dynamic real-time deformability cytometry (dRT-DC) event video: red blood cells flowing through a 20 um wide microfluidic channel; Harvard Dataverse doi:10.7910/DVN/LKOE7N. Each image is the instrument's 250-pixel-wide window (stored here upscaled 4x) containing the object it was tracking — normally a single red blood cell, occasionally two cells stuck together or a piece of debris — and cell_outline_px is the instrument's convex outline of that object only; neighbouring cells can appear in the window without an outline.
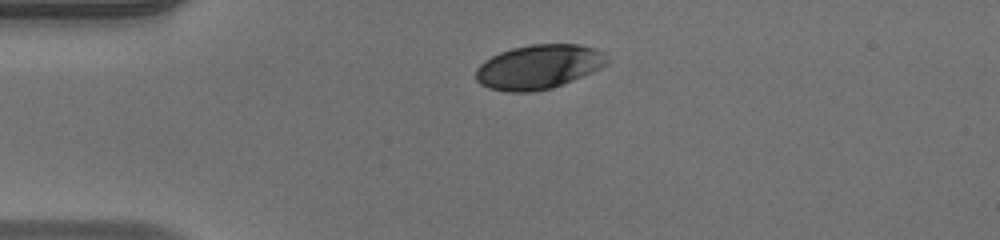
{"species": "human", "species_latin": "Homo sapiens", "temperature_condition": "warm", "stored_images_in_passage": 34, "camera_frame_rate_fps": 3000, "um_per_image_px": 0.085, "donor": {"sex": "male"}, "frame": {"image": 1, "passage_image": 1, "time_ms": 0.0, "image_size_px": [1000, 240], "cell_outline_px": [[608, 64], [600, 68], [572, 80], [552, 88], [532, 92], [508, 92], [488, 88], [480, 84], [476, 80], [476, 68], [484, 60], [500, 52], [512, 48], [532, 44], [580, 44], [596, 48], [604, 52], [608, 60]], "centroid_in_image_um": [45.77, 5.68], "position_along_channel_um": 39.2, "area_um2": 33.99}}
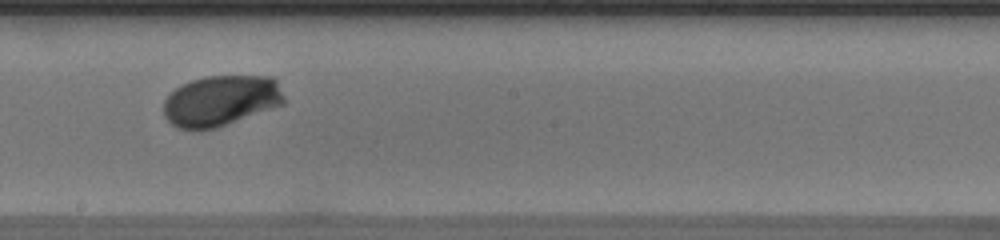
{"frame": {"image": 2, "passage_image": 18, "time_ms": 5.667, "image_size_px": [1000, 240], "cell_outline_px": [[284, 104], [216, 128], [196, 132], [176, 128], [164, 116], [164, 100], [180, 84], [204, 76], [272, 76], [276, 80], [284, 96]], "centroid_in_image_um": [18.74, 8.58], "position_along_channel_um": 229.5, "area_um2": 35.95}}
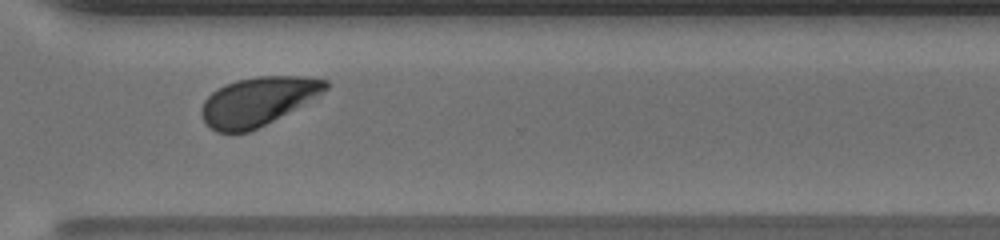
{"frame": {"image": 3, "passage_image": 27, "time_ms": 8.667, "image_size_px": [1000, 240], "cell_outline_px": [[328, 88], [272, 120], [248, 132], [216, 132], [204, 120], [200, 112], [200, 108], [204, 100], [212, 92], [224, 84], [236, 80], [256, 76], [304, 76], [328, 80]], "centroid_in_image_um": [21.84, 8.58], "position_along_channel_um": 348.8, "area_um2": 34.28}, "authors_computed_cell_mechanics": {"area_um2": 35.258, "velocity_mm_per_s": 3.9724, "shape_relaxation_time_tau1_ms": 1.6501, "shape_relaxation_time_tau2_ms": null, "deformation_change_tau1": 0.1096, "deformation_change_tau2": null}}